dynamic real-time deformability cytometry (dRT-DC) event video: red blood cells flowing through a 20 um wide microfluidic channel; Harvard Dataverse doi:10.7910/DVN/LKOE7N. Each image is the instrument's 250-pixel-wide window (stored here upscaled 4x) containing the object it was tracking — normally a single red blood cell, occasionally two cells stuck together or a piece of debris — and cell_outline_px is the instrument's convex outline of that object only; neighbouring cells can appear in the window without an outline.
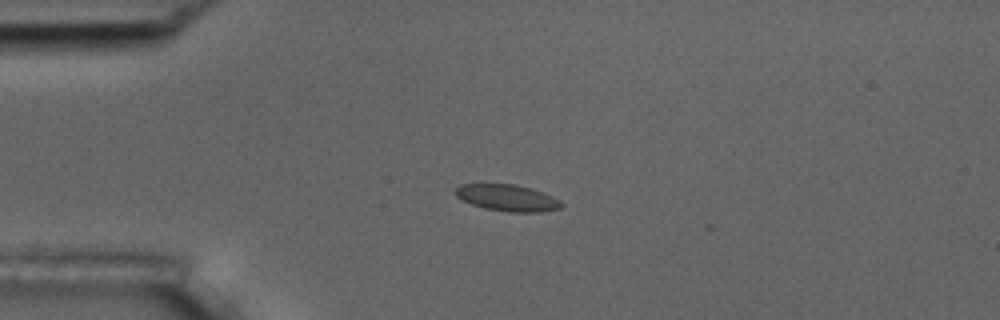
{"species": "common noctule bat (a hibernating species)", "species_latin": "Nyctalus noctula", "temperature_condition": "room temperature", "stored_images_in_passage": 5, "camera_frame_rate_fps": 3000, "um_per_image_px": 0.085, "animal": {"sex": "male", "body_mass_g": 17.5, "forearm_length_mm": 52.3}, "frame": {"image": 1, "passage_image": 1, "time_ms": 0.0, "image_size_px": [1000, 320], "cell_outline_px": [[564, 204], [560, 208], [540, 212], [508, 212], [484, 208], [472, 204], [456, 196], [456, 188], [460, 184], [516, 184], [532, 188], [552, 196], [560, 200]], "centroid_in_image_um": [43.16, 16.81], "position_along_channel_um": 41.8, "area_um2": 16.36}}
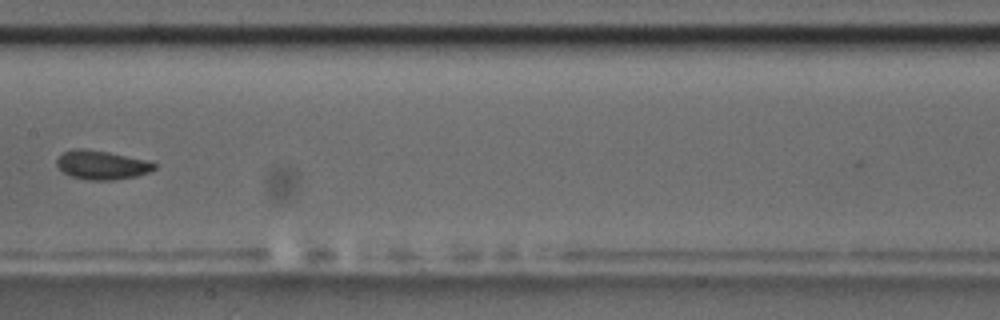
{"frame": {"image": 2, "passage_image": 5, "time_ms": 5.0, "image_size_px": [1000, 320], "cell_outline_px": [[156, 168], [148, 172], [136, 176], [112, 180], [88, 180], [72, 176], [64, 172], [56, 164], [56, 160], [64, 152], [76, 148], [84, 148], [108, 152], [148, 160], [156, 164]], "centroid_in_image_um": [8.66, 14.02], "position_along_channel_um": 198.7, "area_um2": 16.3}}